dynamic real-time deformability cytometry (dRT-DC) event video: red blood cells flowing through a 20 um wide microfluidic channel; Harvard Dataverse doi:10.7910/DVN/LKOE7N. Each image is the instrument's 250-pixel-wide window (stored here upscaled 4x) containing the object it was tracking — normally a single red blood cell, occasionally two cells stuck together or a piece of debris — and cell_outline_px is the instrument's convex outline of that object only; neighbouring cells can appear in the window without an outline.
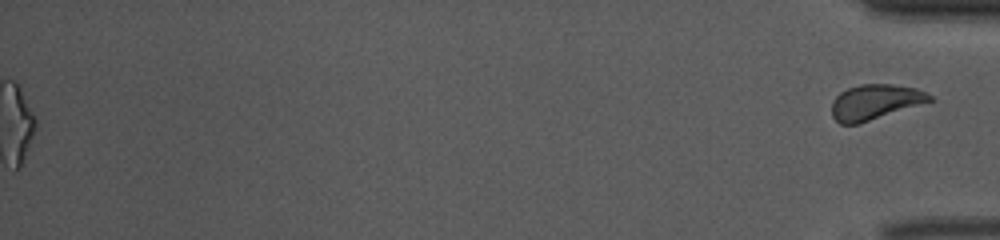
{"species": "common noctule bat (a hibernating species)", "species_latin": "Nyctalus noctula", "temperature_condition": "warm", "stored_images_in_passage": 49, "segment_of_instrument_passage": [2, 2], "camera_frame_rate_fps": 3000, "um_per_image_px": 0.085, "animal": {"sex": "female", "body_mass_g": 10.0, "forearm_length_mm": 53.1}, "frame": {"image": 1, "passage_image": 49, "time_ms": 16.0, "image_size_px": [1000, 240], "cell_outline_px": [[932, 100], [860, 124], [840, 124], [832, 116], [832, 100], [840, 92], [848, 88], [860, 84], [892, 84], [916, 88], [932, 96]], "centroid_in_image_um": [74.33, 8.67], "position_along_channel_um": 360.9, "area_um2": 19.94}}